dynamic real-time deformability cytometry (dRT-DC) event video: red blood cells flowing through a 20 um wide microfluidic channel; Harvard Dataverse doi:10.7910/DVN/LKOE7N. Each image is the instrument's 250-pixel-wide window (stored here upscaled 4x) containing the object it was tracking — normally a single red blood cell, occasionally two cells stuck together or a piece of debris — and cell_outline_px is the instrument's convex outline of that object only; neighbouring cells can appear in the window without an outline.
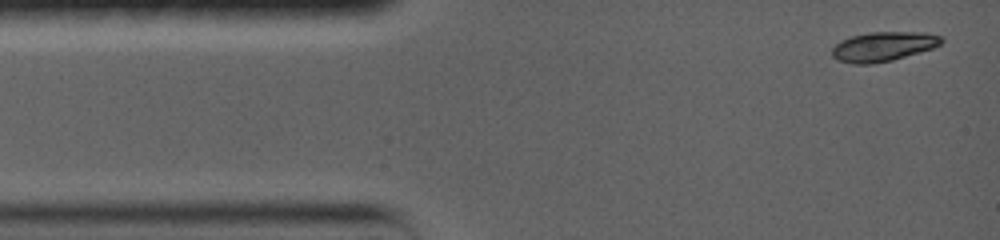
{"species": "common noctule bat (a hibernating species)", "species_latin": "Nyctalus noctula", "temperature_condition": "warm", "stored_images_in_passage": 28, "camera_frame_rate_fps": 5000, "um_per_image_px": 0.085, "animal": {"sex": "female", "body_mass_g": 19.0, "forearm_length_mm": 56.7}, "frame": {"image": 1, "passage_image": 1, "time_ms": 0.0, "image_size_px": [1000, 240], "cell_outline_px": [[944, 40], [940, 44], [932, 48], [892, 60], [872, 64], [852, 64], [840, 60], [832, 56], [832, 48], [840, 40], [852, 36], [868, 32], [924, 32], [940, 36]], "centroid_in_image_um": [75.06, 3.95], "position_along_channel_um": 9.9, "area_um2": 18.67}}
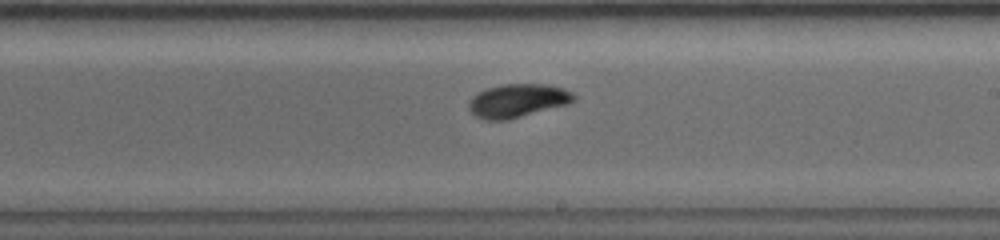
{"frame": {"image": 2, "passage_image": 16, "time_ms": 8.4, "image_size_px": [1000, 240], "cell_outline_px": [[576, 100], [568, 104], [508, 120], [488, 120], [476, 116], [468, 108], [468, 104], [472, 96], [476, 92], [484, 88], [500, 84], [544, 84], [564, 88], [572, 92], [576, 96]], "centroid_in_image_um": [43.99, 8.54], "position_along_channel_um": 245.0, "area_um2": 20.69}}
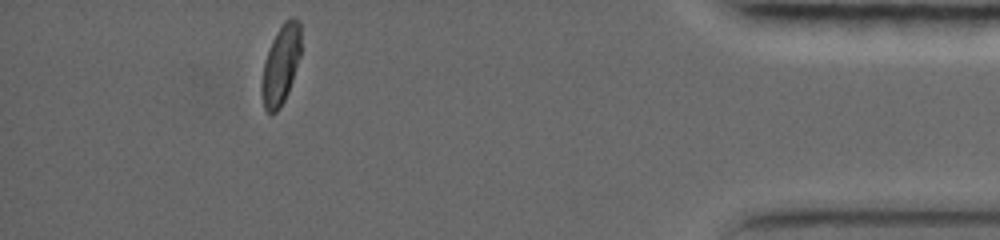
{"frame": {"image": 3, "passage_image": 28, "time_ms": 14.6, "image_size_px": [1000, 240], "cell_outline_px": [[300, 56], [288, 92], [280, 108], [276, 112], [268, 112], [264, 108], [260, 92], [260, 84], [264, 60], [272, 40], [276, 32], [284, 20], [292, 16], [300, 20]], "centroid_in_image_um": [23.84, 5.49], "position_along_channel_um": 411.4, "area_um2": 18.32}, "authors_computed_cell_mechanics": {"area_um2": 19.8543, "velocity_mm_per_s": 3.5853, "shape_relaxation_time_tau1_ms": 4.261, "shape_relaxation_time_tau2_ms": null, "deformation_change_tau1": 0.1559, "deformation_change_tau2": null}}